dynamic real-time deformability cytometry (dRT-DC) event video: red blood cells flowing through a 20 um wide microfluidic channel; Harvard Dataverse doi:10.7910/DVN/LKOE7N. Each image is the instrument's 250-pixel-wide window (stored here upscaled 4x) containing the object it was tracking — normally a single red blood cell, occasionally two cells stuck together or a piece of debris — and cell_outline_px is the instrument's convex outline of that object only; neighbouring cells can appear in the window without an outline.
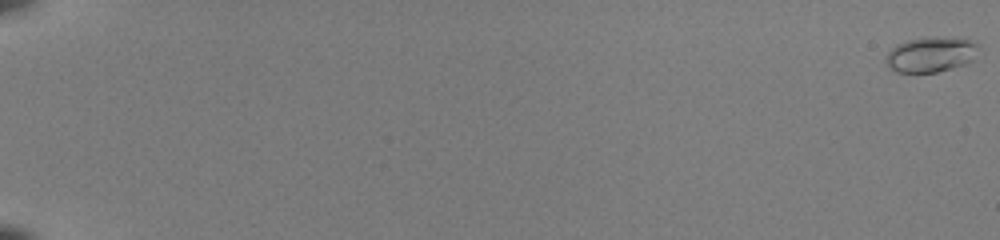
{"species": "common noctule bat (a hibernating species)", "species_latin": "Nyctalus noctula", "temperature_condition": "room temperature", "stored_images_in_passage": 54, "camera_frame_rate_fps": 3000, "um_per_image_px": 0.085, "animal": {"sex": "female", "body_mass_g": 22.0, "forearm_length_mm": 56.7}, "frame": {"image": 1, "passage_image": 1, "time_ms": 0.0, "image_size_px": [1000, 240], "cell_outline_px": [[980, 44], [972, 60], [964, 64], [952, 68], [936, 72], [896, 72], [884, 60], [888, 52], [896, 44], [908, 40], [928, 36], [976, 40]], "centroid_in_image_um": [79.14, 4.61], "position_along_channel_um": 5.9, "area_um2": 19.02}}
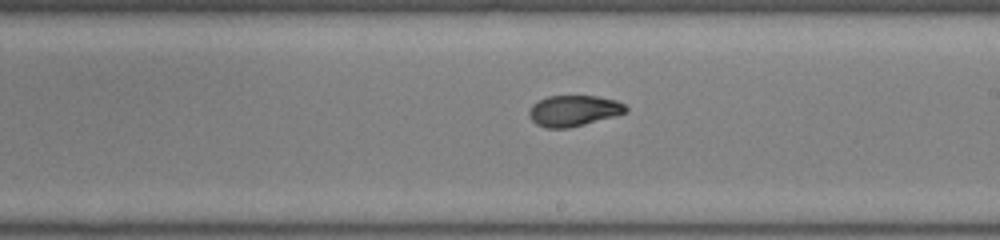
{"frame": {"image": 2, "passage_image": 35, "time_ms": 11.333, "image_size_px": [1000, 240], "cell_outline_px": [[628, 112], [584, 124], [568, 128], [544, 128], [536, 124], [528, 116], [528, 112], [532, 104], [548, 96], [596, 96], [616, 100], [624, 104], [628, 108]], "centroid_in_image_um": [48.74, 9.41], "position_along_channel_um": 240.3, "area_um2": 17.4}}
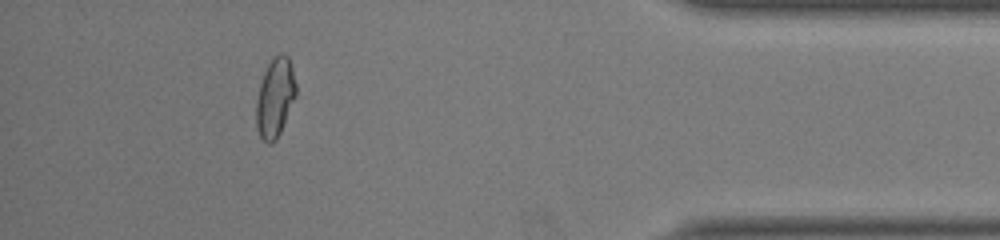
{"frame": {"image": 3, "passage_image": 50, "time_ms": 16.333, "image_size_px": [1000, 240], "cell_outline_px": [[296, 96], [280, 132], [276, 140], [272, 144], [268, 144], [260, 136], [256, 124], [256, 100], [260, 84], [264, 72], [268, 64], [280, 52], [288, 56], [292, 68], [296, 84]], "centroid_in_image_um": [23.38, 8.31], "position_along_channel_um": 411.8, "area_um2": 18.21}, "authors_computed_cell_mechanics": {"area_um2": 17.629, "velocity_mm_per_s": 4.0953, "shape_relaxation_time_tau1_ms": 6.037, "shape_relaxation_time_tau2_ms": 1.5814, "deformation_change_tau1": 0.2327, "deformation_change_tau2": 0.0582}}